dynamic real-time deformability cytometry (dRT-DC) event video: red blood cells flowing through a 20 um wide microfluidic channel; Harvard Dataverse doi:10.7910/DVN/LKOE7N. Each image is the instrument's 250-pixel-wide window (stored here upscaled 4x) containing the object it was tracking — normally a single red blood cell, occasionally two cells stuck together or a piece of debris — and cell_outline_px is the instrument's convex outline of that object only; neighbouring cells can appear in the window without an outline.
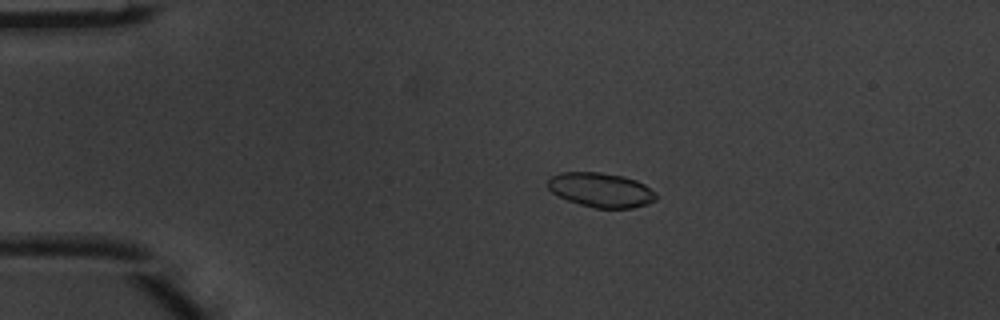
{"species": "common noctule bat (a hibernating species)", "species_latin": "Nyctalus noctula", "temperature_condition": "warm", "stored_images_in_passage": 3, "camera_frame_rate_fps": 3000, "um_per_image_px": 0.085, "animal": {"sex": "male", "body_mass_g": 20.1, "forearm_length_mm": 53.5}, "frame": {"image": 1, "passage_image": 2, "time_ms": 0.333, "image_size_px": [1000, 320], "cell_outline_px": [[656, 200], [648, 204], [632, 208], [596, 208], [580, 204], [568, 200], [552, 192], [548, 188], [548, 176], [560, 172], [600, 172], [624, 176], [636, 180], [644, 184], [656, 192]], "centroid_in_image_um": [51.08, 16.13], "position_along_channel_um": 33.9, "area_um2": 21.85}}